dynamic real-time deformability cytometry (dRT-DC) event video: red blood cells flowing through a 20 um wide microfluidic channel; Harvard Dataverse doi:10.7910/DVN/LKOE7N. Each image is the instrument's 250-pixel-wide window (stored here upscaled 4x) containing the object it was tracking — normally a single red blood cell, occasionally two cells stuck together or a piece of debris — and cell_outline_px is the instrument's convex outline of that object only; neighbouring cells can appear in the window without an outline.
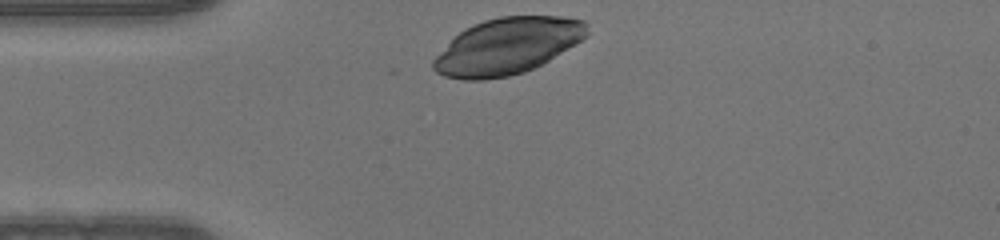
{"species": "human", "species_latin": "Homo sapiens", "temperature_condition": "warm", "stored_images_in_passage": 29, "camera_frame_rate_fps": 3000, "um_per_image_px": 0.085, "donor": {"sex": "male"}, "frame": {"image": 1, "passage_image": 1, "time_ms": 0.0, "image_size_px": [1000, 240], "cell_outline_px": [[588, 36], [548, 60], [524, 72], [508, 76], [484, 80], [464, 80], [444, 76], [436, 72], [432, 68], [432, 60], [464, 28], [484, 20], [500, 16], [564, 16], [584, 20], [588, 24]], "centroid_in_image_um": [43.13, 3.91], "position_along_channel_um": 41.9, "area_um2": 50.17}}
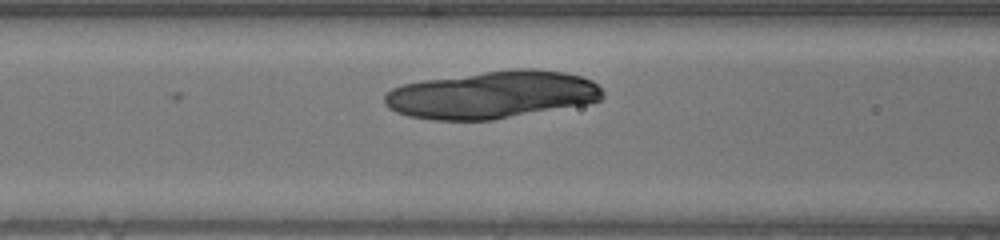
{"frame": {"image": 2, "passage_image": 9, "time_ms": 2.667, "image_size_px": [1000, 240], "cell_outline_px": [[604, 96], [600, 100], [592, 104], [492, 120], [432, 120], [408, 116], [396, 112], [388, 108], [384, 104], [384, 96], [392, 88], [404, 84], [424, 80], [512, 68], [532, 68], [564, 72], [580, 76], [592, 80], [604, 92]], "centroid_in_image_um": [41.88, 8.06], "position_along_channel_um": 124.7, "area_um2": 60.98}}
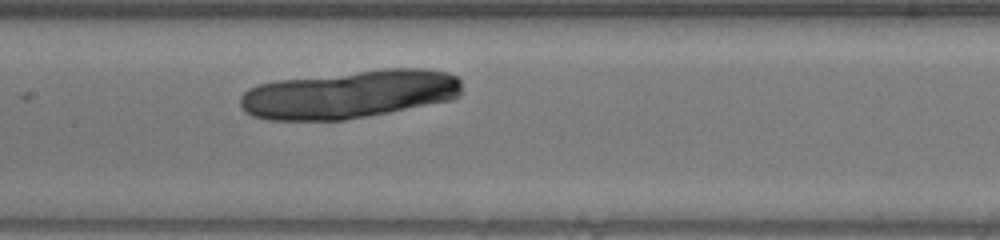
{"frame": {"image": 3, "passage_image": 13, "time_ms": 4.0, "image_size_px": [1000, 240], "cell_outline_px": [[460, 96], [452, 100], [368, 116], [344, 120], [268, 120], [252, 116], [244, 112], [240, 108], [240, 96], [248, 88], [260, 84], [276, 80], [380, 68], [428, 68], [448, 72], [460, 76]], "centroid_in_image_um": [29.71, 8.0], "position_along_channel_um": 177.7, "area_um2": 63.0}}